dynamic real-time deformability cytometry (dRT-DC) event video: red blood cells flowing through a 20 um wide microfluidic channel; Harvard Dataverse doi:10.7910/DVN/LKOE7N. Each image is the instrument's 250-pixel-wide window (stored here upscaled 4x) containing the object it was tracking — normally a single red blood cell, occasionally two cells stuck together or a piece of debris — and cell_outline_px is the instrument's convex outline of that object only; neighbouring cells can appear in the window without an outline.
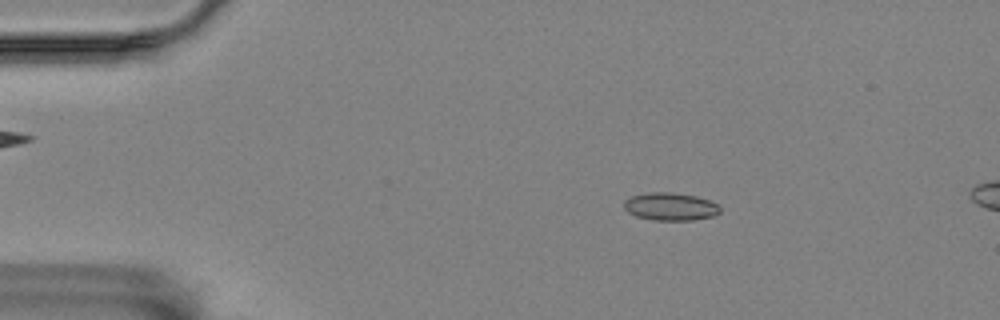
{"species": "Egyptian fruit bat (a non-hibernating species)", "species_latin": "Rousettus aegyptiacus", "temperature_condition": "room temperature", "stored_images_in_passage": 17, "camera_frame_rate_fps": 3000, "um_per_image_px": 0.085, "animal": {"sex": "female"}, "frame": {"image": 1, "passage_image": 10, "time_ms": 3.0, "image_size_px": [1000, 320], "cell_outline_px": [[720, 212], [712, 216], [692, 220], [652, 220], [636, 216], [628, 212], [624, 208], [624, 200], [632, 196], [648, 192], [672, 192], [696, 196], [708, 200], [716, 204], [720, 208]], "centroid_in_image_um": [56.95, 17.55], "position_along_channel_um": 28.0, "area_um2": 15.49}}